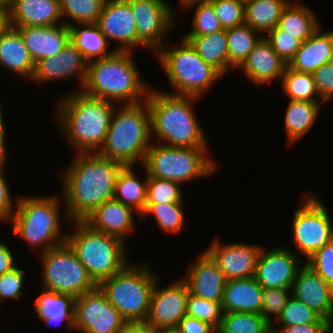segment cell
<instances>
[{"label": "cell", "mask_w": 333, "mask_h": 333, "mask_svg": "<svg viewBox=\"0 0 333 333\" xmlns=\"http://www.w3.org/2000/svg\"><path fill=\"white\" fill-rule=\"evenodd\" d=\"M60 179L65 220L83 221L98 206L113 199L123 165L98 153H76Z\"/></svg>", "instance_id": "1"}, {"label": "cell", "mask_w": 333, "mask_h": 333, "mask_svg": "<svg viewBox=\"0 0 333 333\" xmlns=\"http://www.w3.org/2000/svg\"><path fill=\"white\" fill-rule=\"evenodd\" d=\"M57 102L56 120L75 154L98 153L117 104L88 96L81 90H72Z\"/></svg>", "instance_id": "2"}, {"label": "cell", "mask_w": 333, "mask_h": 333, "mask_svg": "<svg viewBox=\"0 0 333 333\" xmlns=\"http://www.w3.org/2000/svg\"><path fill=\"white\" fill-rule=\"evenodd\" d=\"M200 98L175 95L151 87L147 96L151 138L171 147L209 148L194 105ZM155 134V135H154Z\"/></svg>", "instance_id": "3"}, {"label": "cell", "mask_w": 333, "mask_h": 333, "mask_svg": "<svg viewBox=\"0 0 333 333\" xmlns=\"http://www.w3.org/2000/svg\"><path fill=\"white\" fill-rule=\"evenodd\" d=\"M133 55L116 51L110 57L89 61L81 91L117 105L145 101L151 86L141 78Z\"/></svg>", "instance_id": "4"}, {"label": "cell", "mask_w": 333, "mask_h": 333, "mask_svg": "<svg viewBox=\"0 0 333 333\" xmlns=\"http://www.w3.org/2000/svg\"><path fill=\"white\" fill-rule=\"evenodd\" d=\"M154 139L156 138H151L150 113L146 100L137 104L117 105L98 154L123 166H136L139 162L142 166Z\"/></svg>", "instance_id": "5"}, {"label": "cell", "mask_w": 333, "mask_h": 333, "mask_svg": "<svg viewBox=\"0 0 333 333\" xmlns=\"http://www.w3.org/2000/svg\"><path fill=\"white\" fill-rule=\"evenodd\" d=\"M57 195L17 197L16 209L8 222L12 221L13 233L20 236L32 249L40 248V254L66 242L60 216L61 198ZM61 202V204L59 203Z\"/></svg>", "instance_id": "6"}, {"label": "cell", "mask_w": 333, "mask_h": 333, "mask_svg": "<svg viewBox=\"0 0 333 333\" xmlns=\"http://www.w3.org/2000/svg\"><path fill=\"white\" fill-rule=\"evenodd\" d=\"M170 39L155 53V57L162 65L164 73L175 95H185L200 98L223 75L211 64L204 61L192 47L181 37L180 42Z\"/></svg>", "instance_id": "7"}, {"label": "cell", "mask_w": 333, "mask_h": 333, "mask_svg": "<svg viewBox=\"0 0 333 333\" xmlns=\"http://www.w3.org/2000/svg\"><path fill=\"white\" fill-rule=\"evenodd\" d=\"M70 223L76 229L74 233H67L66 243L97 286L120 272L130 262L126 243L120 239L93 230L84 221Z\"/></svg>", "instance_id": "8"}, {"label": "cell", "mask_w": 333, "mask_h": 333, "mask_svg": "<svg viewBox=\"0 0 333 333\" xmlns=\"http://www.w3.org/2000/svg\"><path fill=\"white\" fill-rule=\"evenodd\" d=\"M149 265L130 262L98 285L127 323L145 322L148 317L154 284L160 277Z\"/></svg>", "instance_id": "9"}, {"label": "cell", "mask_w": 333, "mask_h": 333, "mask_svg": "<svg viewBox=\"0 0 333 333\" xmlns=\"http://www.w3.org/2000/svg\"><path fill=\"white\" fill-rule=\"evenodd\" d=\"M209 156L208 148L171 147L152 141L142 165L148 177L183 185L216 172L218 163Z\"/></svg>", "instance_id": "10"}, {"label": "cell", "mask_w": 333, "mask_h": 333, "mask_svg": "<svg viewBox=\"0 0 333 333\" xmlns=\"http://www.w3.org/2000/svg\"><path fill=\"white\" fill-rule=\"evenodd\" d=\"M40 258L41 288L77 298L97 287L66 242L41 253Z\"/></svg>", "instance_id": "11"}, {"label": "cell", "mask_w": 333, "mask_h": 333, "mask_svg": "<svg viewBox=\"0 0 333 333\" xmlns=\"http://www.w3.org/2000/svg\"><path fill=\"white\" fill-rule=\"evenodd\" d=\"M318 194L301 196L292 219V238L297 256L306 260L333 240L332 219ZM299 253V255H298ZM302 254V255H300Z\"/></svg>", "instance_id": "12"}, {"label": "cell", "mask_w": 333, "mask_h": 333, "mask_svg": "<svg viewBox=\"0 0 333 333\" xmlns=\"http://www.w3.org/2000/svg\"><path fill=\"white\" fill-rule=\"evenodd\" d=\"M133 10L138 39L155 54L175 28V11L165 0H126ZM166 38V40H164Z\"/></svg>", "instance_id": "13"}, {"label": "cell", "mask_w": 333, "mask_h": 333, "mask_svg": "<svg viewBox=\"0 0 333 333\" xmlns=\"http://www.w3.org/2000/svg\"><path fill=\"white\" fill-rule=\"evenodd\" d=\"M126 323L98 286L75 298L74 330L83 333H118Z\"/></svg>", "instance_id": "14"}, {"label": "cell", "mask_w": 333, "mask_h": 333, "mask_svg": "<svg viewBox=\"0 0 333 333\" xmlns=\"http://www.w3.org/2000/svg\"><path fill=\"white\" fill-rule=\"evenodd\" d=\"M160 278L156 279L150 299L148 317L145 321L153 328H177L186 316L189 289L180 277L165 288L159 287Z\"/></svg>", "instance_id": "15"}, {"label": "cell", "mask_w": 333, "mask_h": 333, "mask_svg": "<svg viewBox=\"0 0 333 333\" xmlns=\"http://www.w3.org/2000/svg\"><path fill=\"white\" fill-rule=\"evenodd\" d=\"M100 31L110 41L117 42L114 49L132 52L136 47H147L138 39L135 17L126 0H106L103 11L96 22Z\"/></svg>", "instance_id": "16"}, {"label": "cell", "mask_w": 333, "mask_h": 333, "mask_svg": "<svg viewBox=\"0 0 333 333\" xmlns=\"http://www.w3.org/2000/svg\"><path fill=\"white\" fill-rule=\"evenodd\" d=\"M300 259L294 250L285 246L270 250L262 247L254 277L263 288H291L302 267Z\"/></svg>", "instance_id": "17"}, {"label": "cell", "mask_w": 333, "mask_h": 333, "mask_svg": "<svg viewBox=\"0 0 333 333\" xmlns=\"http://www.w3.org/2000/svg\"><path fill=\"white\" fill-rule=\"evenodd\" d=\"M213 239L205 250L217 262L226 280L255 276L256 265L263 246L243 242L221 243Z\"/></svg>", "instance_id": "18"}, {"label": "cell", "mask_w": 333, "mask_h": 333, "mask_svg": "<svg viewBox=\"0 0 333 333\" xmlns=\"http://www.w3.org/2000/svg\"><path fill=\"white\" fill-rule=\"evenodd\" d=\"M88 61L75 44L69 40L61 52L52 57L44 58L35 63L34 72L30 81L35 84L43 85L48 81L68 80L77 77L79 80V89H82L87 76Z\"/></svg>", "instance_id": "19"}, {"label": "cell", "mask_w": 333, "mask_h": 333, "mask_svg": "<svg viewBox=\"0 0 333 333\" xmlns=\"http://www.w3.org/2000/svg\"><path fill=\"white\" fill-rule=\"evenodd\" d=\"M202 251L197 259L189 264L186 275L181 278L187 284L189 293L222 303L227 280L212 256L206 250Z\"/></svg>", "instance_id": "20"}, {"label": "cell", "mask_w": 333, "mask_h": 333, "mask_svg": "<svg viewBox=\"0 0 333 333\" xmlns=\"http://www.w3.org/2000/svg\"><path fill=\"white\" fill-rule=\"evenodd\" d=\"M291 295L333 325V288L305 263L292 284Z\"/></svg>", "instance_id": "21"}, {"label": "cell", "mask_w": 333, "mask_h": 333, "mask_svg": "<svg viewBox=\"0 0 333 333\" xmlns=\"http://www.w3.org/2000/svg\"><path fill=\"white\" fill-rule=\"evenodd\" d=\"M135 210L113 199L107 200L90 213L83 221L93 230L114 236L124 243L126 236L136 231Z\"/></svg>", "instance_id": "22"}, {"label": "cell", "mask_w": 333, "mask_h": 333, "mask_svg": "<svg viewBox=\"0 0 333 333\" xmlns=\"http://www.w3.org/2000/svg\"><path fill=\"white\" fill-rule=\"evenodd\" d=\"M288 64L273 50L263 36L237 69L244 72L252 83L262 85L280 79Z\"/></svg>", "instance_id": "23"}, {"label": "cell", "mask_w": 333, "mask_h": 333, "mask_svg": "<svg viewBox=\"0 0 333 333\" xmlns=\"http://www.w3.org/2000/svg\"><path fill=\"white\" fill-rule=\"evenodd\" d=\"M15 28L20 32L34 63L61 52L70 40V29L65 24Z\"/></svg>", "instance_id": "24"}, {"label": "cell", "mask_w": 333, "mask_h": 333, "mask_svg": "<svg viewBox=\"0 0 333 333\" xmlns=\"http://www.w3.org/2000/svg\"><path fill=\"white\" fill-rule=\"evenodd\" d=\"M8 5L12 27L64 24L60 0H11Z\"/></svg>", "instance_id": "25"}, {"label": "cell", "mask_w": 333, "mask_h": 333, "mask_svg": "<svg viewBox=\"0 0 333 333\" xmlns=\"http://www.w3.org/2000/svg\"><path fill=\"white\" fill-rule=\"evenodd\" d=\"M321 29L319 27L310 38L302 42L300 49L288 63L290 69L313 73L333 61V30L323 32Z\"/></svg>", "instance_id": "26"}, {"label": "cell", "mask_w": 333, "mask_h": 333, "mask_svg": "<svg viewBox=\"0 0 333 333\" xmlns=\"http://www.w3.org/2000/svg\"><path fill=\"white\" fill-rule=\"evenodd\" d=\"M263 301V287L254 276L227 280L223 293L224 313H260Z\"/></svg>", "instance_id": "27"}, {"label": "cell", "mask_w": 333, "mask_h": 333, "mask_svg": "<svg viewBox=\"0 0 333 333\" xmlns=\"http://www.w3.org/2000/svg\"><path fill=\"white\" fill-rule=\"evenodd\" d=\"M0 65L28 81L33 75L35 63L15 27L11 26L0 36Z\"/></svg>", "instance_id": "28"}, {"label": "cell", "mask_w": 333, "mask_h": 333, "mask_svg": "<svg viewBox=\"0 0 333 333\" xmlns=\"http://www.w3.org/2000/svg\"><path fill=\"white\" fill-rule=\"evenodd\" d=\"M34 302V310L39 319L45 321L46 326H61L66 324L74 330V302L75 298L68 294L56 293L41 289Z\"/></svg>", "instance_id": "29"}, {"label": "cell", "mask_w": 333, "mask_h": 333, "mask_svg": "<svg viewBox=\"0 0 333 333\" xmlns=\"http://www.w3.org/2000/svg\"><path fill=\"white\" fill-rule=\"evenodd\" d=\"M325 102L295 101L288 99L284 117L287 144L291 147L302 139L315 125L320 108Z\"/></svg>", "instance_id": "30"}, {"label": "cell", "mask_w": 333, "mask_h": 333, "mask_svg": "<svg viewBox=\"0 0 333 333\" xmlns=\"http://www.w3.org/2000/svg\"><path fill=\"white\" fill-rule=\"evenodd\" d=\"M69 29L70 40L88 62L110 57L116 52L113 48L108 50L109 41L96 23H75Z\"/></svg>", "instance_id": "31"}, {"label": "cell", "mask_w": 333, "mask_h": 333, "mask_svg": "<svg viewBox=\"0 0 333 333\" xmlns=\"http://www.w3.org/2000/svg\"><path fill=\"white\" fill-rule=\"evenodd\" d=\"M144 171L145 182L138 179L134 166H123L115 181L113 198L138 212L137 221H140V214L144 211L147 202L148 175L145 168Z\"/></svg>", "instance_id": "32"}, {"label": "cell", "mask_w": 333, "mask_h": 333, "mask_svg": "<svg viewBox=\"0 0 333 333\" xmlns=\"http://www.w3.org/2000/svg\"><path fill=\"white\" fill-rule=\"evenodd\" d=\"M196 50L207 63L216 68L223 76L229 72V53L227 31H216L199 37H182Z\"/></svg>", "instance_id": "33"}, {"label": "cell", "mask_w": 333, "mask_h": 333, "mask_svg": "<svg viewBox=\"0 0 333 333\" xmlns=\"http://www.w3.org/2000/svg\"><path fill=\"white\" fill-rule=\"evenodd\" d=\"M290 1L284 8L278 22V27L298 38L302 42L310 38L312 34L320 27V21L317 15L310 7L297 1Z\"/></svg>", "instance_id": "34"}, {"label": "cell", "mask_w": 333, "mask_h": 333, "mask_svg": "<svg viewBox=\"0 0 333 333\" xmlns=\"http://www.w3.org/2000/svg\"><path fill=\"white\" fill-rule=\"evenodd\" d=\"M290 0L245 1V24L265 36L278 26L284 8Z\"/></svg>", "instance_id": "35"}, {"label": "cell", "mask_w": 333, "mask_h": 333, "mask_svg": "<svg viewBox=\"0 0 333 333\" xmlns=\"http://www.w3.org/2000/svg\"><path fill=\"white\" fill-rule=\"evenodd\" d=\"M228 53H229V70H236L242 62L248 57L253 48L263 37L261 33L253 30L249 25L226 29Z\"/></svg>", "instance_id": "36"}, {"label": "cell", "mask_w": 333, "mask_h": 333, "mask_svg": "<svg viewBox=\"0 0 333 333\" xmlns=\"http://www.w3.org/2000/svg\"><path fill=\"white\" fill-rule=\"evenodd\" d=\"M281 87L287 99L324 102L317 92L312 73L292 70L287 66L281 78Z\"/></svg>", "instance_id": "37"}, {"label": "cell", "mask_w": 333, "mask_h": 333, "mask_svg": "<svg viewBox=\"0 0 333 333\" xmlns=\"http://www.w3.org/2000/svg\"><path fill=\"white\" fill-rule=\"evenodd\" d=\"M183 209V203H146L140 222L152 215L161 231L176 235L184 227Z\"/></svg>", "instance_id": "38"}, {"label": "cell", "mask_w": 333, "mask_h": 333, "mask_svg": "<svg viewBox=\"0 0 333 333\" xmlns=\"http://www.w3.org/2000/svg\"><path fill=\"white\" fill-rule=\"evenodd\" d=\"M194 8L192 15V29L182 37H199L209 35L216 31L223 30L217 15L215 14L213 5L208 0H194L183 5L180 10L184 12L187 9L191 11Z\"/></svg>", "instance_id": "39"}, {"label": "cell", "mask_w": 333, "mask_h": 333, "mask_svg": "<svg viewBox=\"0 0 333 333\" xmlns=\"http://www.w3.org/2000/svg\"><path fill=\"white\" fill-rule=\"evenodd\" d=\"M106 0H60L63 23H96L103 11ZM70 18V19H69ZM66 19H69L68 22Z\"/></svg>", "instance_id": "40"}, {"label": "cell", "mask_w": 333, "mask_h": 333, "mask_svg": "<svg viewBox=\"0 0 333 333\" xmlns=\"http://www.w3.org/2000/svg\"><path fill=\"white\" fill-rule=\"evenodd\" d=\"M271 324L260 313H224L216 333H263Z\"/></svg>", "instance_id": "41"}, {"label": "cell", "mask_w": 333, "mask_h": 333, "mask_svg": "<svg viewBox=\"0 0 333 333\" xmlns=\"http://www.w3.org/2000/svg\"><path fill=\"white\" fill-rule=\"evenodd\" d=\"M186 315L208 323L217 330L223 318L224 310L221 302L209 301L189 293Z\"/></svg>", "instance_id": "42"}, {"label": "cell", "mask_w": 333, "mask_h": 333, "mask_svg": "<svg viewBox=\"0 0 333 333\" xmlns=\"http://www.w3.org/2000/svg\"><path fill=\"white\" fill-rule=\"evenodd\" d=\"M276 320L278 322H274L272 326H276V324L279 323V326L303 325L307 323H330L326 319L321 318L305 303L297 300L292 295L288 299L281 315Z\"/></svg>", "instance_id": "43"}, {"label": "cell", "mask_w": 333, "mask_h": 333, "mask_svg": "<svg viewBox=\"0 0 333 333\" xmlns=\"http://www.w3.org/2000/svg\"><path fill=\"white\" fill-rule=\"evenodd\" d=\"M177 182L148 177L146 203H183V189Z\"/></svg>", "instance_id": "44"}, {"label": "cell", "mask_w": 333, "mask_h": 333, "mask_svg": "<svg viewBox=\"0 0 333 333\" xmlns=\"http://www.w3.org/2000/svg\"><path fill=\"white\" fill-rule=\"evenodd\" d=\"M223 29L245 24V2L242 0H208Z\"/></svg>", "instance_id": "45"}, {"label": "cell", "mask_w": 333, "mask_h": 333, "mask_svg": "<svg viewBox=\"0 0 333 333\" xmlns=\"http://www.w3.org/2000/svg\"><path fill=\"white\" fill-rule=\"evenodd\" d=\"M291 297V288H263L261 315L272 325ZM273 315V316H272Z\"/></svg>", "instance_id": "46"}, {"label": "cell", "mask_w": 333, "mask_h": 333, "mask_svg": "<svg viewBox=\"0 0 333 333\" xmlns=\"http://www.w3.org/2000/svg\"><path fill=\"white\" fill-rule=\"evenodd\" d=\"M265 38L270 42L273 50L288 64L300 49L302 41L285 33L278 26L269 31Z\"/></svg>", "instance_id": "47"}, {"label": "cell", "mask_w": 333, "mask_h": 333, "mask_svg": "<svg viewBox=\"0 0 333 333\" xmlns=\"http://www.w3.org/2000/svg\"><path fill=\"white\" fill-rule=\"evenodd\" d=\"M304 263L333 288V240L314 252Z\"/></svg>", "instance_id": "48"}, {"label": "cell", "mask_w": 333, "mask_h": 333, "mask_svg": "<svg viewBox=\"0 0 333 333\" xmlns=\"http://www.w3.org/2000/svg\"><path fill=\"white\" fill-rule=\"evenodd\" d=\"M26 271L15 267L0 276V305L5 298L19 300L23 295Z\"/></svg>", "instance_id": "49"}, {"label": "cell", "mask_w": 333, "mask_h": 333, "mask_svg": "<svg viewBox=\"0 0 333 333\" xmlns=\"http://www.w3.org/2000/svg\"><path fill=\"white\" fill-rule=\"evenodd\" d=\"M312 75L320 98L325 103L333 100V61L319 67Z\"/></svg>", "instance_id": "50"}, {"label": "cell", "mask_w": 333, "mask_h": 333, "mask_svg": "<svg viewBox=\"0 0 333 333\" xmlns=\"http://www.w3.org/2000/svg\"><path fill=\"white\" fill-rule=\"evenodd\" d=\"M7 161H0V222H7L12 216L13 212L16 209L13 205L12 199L13 195L11 194L10 187L6 179V163Z\"/></svg>", "instance_id": "51"}, {"label": "cell", "mask_w": 333, "mask_h": 333, "mask_svg": "<svg viewBox=\"0 0 333 333\" xmlns=\"http://www.w3.org/2000/svg\"><path fill=\"white\" fill-rule=\"evenodd\" d=\"M273 326L279 333H331L333 325L331 323H307L292 326Z\"/></svg>", "instance_id": "52"}, {"label": "cell", "mask_w": 333, "mask_h": 333, "mask_svg": "<svg viewBox=\"0 0 333 333\" xmlns=\"http://www.w3.org/2000/svg\"><path fill=\"white\" fill-rule=\"evenodd\" d=\"M176 329L179 333H216L208 323L187 315L179 322Z\"/></svg>", "instance_id": "53"}, {"label": "cell", "mask_w": 333, "mask_h": 333, "mask_svg": "<svg viewBox=\"0 0 333 333\" xmlns=\"http://www.w3.org/2000/svg\"><path fill=\"white\" fill-rule=\"evenodd\" d=\"M13 253L5 242L0 241V276L17 266Z\"/></svg>", "instance_id": "54"}, {"label": "cell", "mask_w": 333, "mask_h": 333, "mask_svg": "<svg viewBox=\"0 0 333 333\" xmlns=\"http://www.w3.org/2000/svg\"><path fill=\"white\" fill-rule=\"evenodd\" d=\"M118 333H150V326L145 322H128Z\"/></svg>", "instance_id": "55"}, {"label": "cell", "mask_w": 333, "mask_h": 333, "mask_svg": "<svg viewBox=\"0 0 333 333\" xmlns=\"http://www.w3.org/2000/svg\"><path fill=\"white\" fill-rule=\"evenodd\" d=\"M10 27L9 5L0 3V36Z\"/></svg>", "instance_id": "56"}, {"label": "cell", "mask_w": 333, "mask_h": 333, "mask_svg": "<svg viewBox=\"0 0 333 333\" xmlns=\"http://www.w3.org/2000/svg\"><path fill=\"white\" fill-rule=\"evenodd\" d=\"M5 125H0V161H7V152H6V130Z\"/></svg>", "instance_id": "57"}, {"label": "cell", "mask_w": 333, "mask_h": 333, "mask_svg": "<svg viewBox=\"0 0 333 333\" xmlns=\"http://www.w3.org/2000/svg\"><path fill=\"white\" fill-rule=\"evenodd\" d=\"M150 333H179L176 328H153L150 327Z\"/></svg>", "instance_id": "58"}, {"label": "cell", "mask_w": 333, "mask_h": 333, "mask_svg": "<svg viewBox=\"0 0 333 333\" xmlns=\"http://www.w3.org/2000/svg\"><path fill=\"white\" fill-rule=\"evenodd\" d=\"M263 333H279L278 329L273 327L272 325L268 327Z\"/></svg>", "instance_id": "59"}, {"label": "cell", "mask_w": 333, "mask_h": 333, "mask_svg": "<svg viewBox=\"0 0 333 333\" xmlns=\"http://www.w3.org/2000/svg\"><path fill=\"white\" fill-rule=\"evenodd\" d=\"M2 110H3V108H2V104H1V102H0V125H5V124H4V117H3V116H4V115H3L4 112H3Z\"/></svg>", "instance_id": "60"}, {"label": "cell", "mask_w": 333, "mask_h": 333, "mask_svg": "<svg viewBox=\"0 0 333 333\" xmlns=\"http://www.w3.org/2000/svg\"><path fill=\"white\" fill-rule=\"evenodd\" d=\"M191 1H194V0H179V4L181 5V6H179V7H182L183 5H185L186 3H188V2H191Z\"/></svg>", "instance_id": "61"}, {"label": "cell", "mask_w": 333, "mask_h": 333, "mask_svg": "<svg viewBox=\"0 0 333 333\" xmlns=\"http://www.w3.org/2000/svg\"><path fill=\"white\" fill-rule=\"evenodd\" d=\"M11 0H0V3H3V4H9Z\"/></svg>", "instance_id": "62"}]
</instances>
